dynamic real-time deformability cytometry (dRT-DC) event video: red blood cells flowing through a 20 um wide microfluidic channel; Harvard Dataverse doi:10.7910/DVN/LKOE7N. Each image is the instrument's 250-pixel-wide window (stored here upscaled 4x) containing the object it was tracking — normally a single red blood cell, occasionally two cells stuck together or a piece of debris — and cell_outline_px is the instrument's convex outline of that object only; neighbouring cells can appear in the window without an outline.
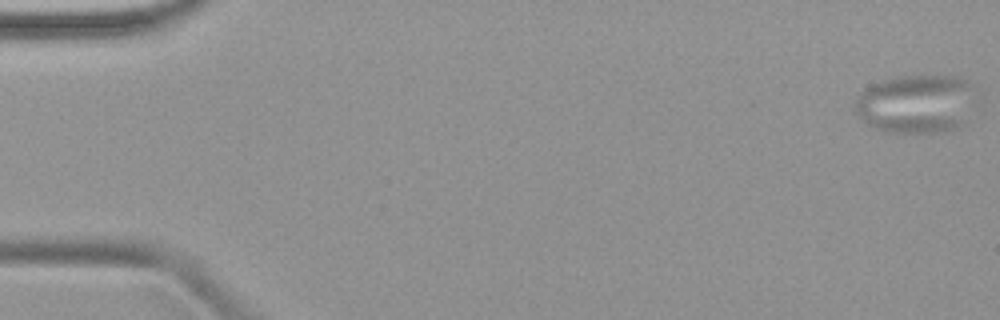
{"species": "common noctule bat (a hibernating species)", "species_latin": "Nyctalus noctula", "temperature_condition": "warm", "stored_images_in_passage": 50, "camera_frame_rate_fps": 3000, "um_per_image_px": 0.085, "animal": {"sex": "female", "body_mass_g": 19.9}, "frame": {"image": 1, "passage_image": 1, "time_ms": 0.0, "image_size_px": [1000, 320], "cell_outline_px": [[972, 84], [968, 120], [964, 124], [948, 132], [884, 132], [872, 128], [864, 124], [856, 116], [852, 108], [856, 100], [868, 88], [876, 84], [888, 80], [904, 76], [960, 76], [968, 80]], "centroid_in_image_um": [77.84, 8.87], "position_along_channel_um": 7.2, "area_um2": 41.15}}
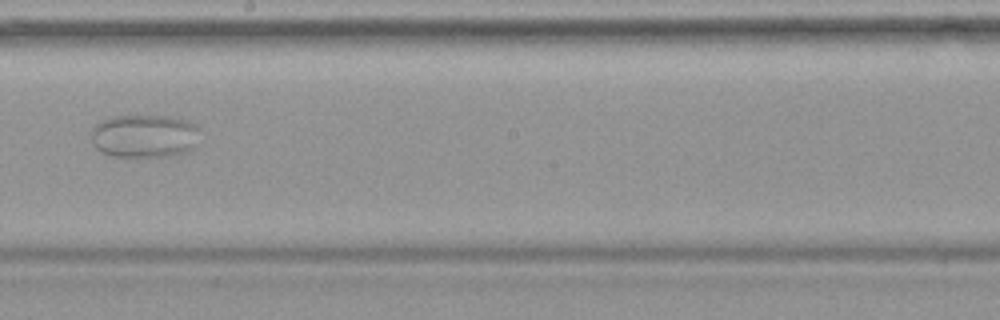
{"frame": {"image": 2, "passage_image": 29, "time_ms": 9.333, "image_size_px": [1000, 320], "cell_outline_px": [[200, 128], [192, 148], [184, 152], [164, 156], [112, 156], [100, 152], [96, 148], [92, 140], [92, 128], [100, 120], [112, 116], [168, 116], [184, 120], [196, 124]], "centroid_in_image_um": [12.23, 11.55], "position_along_channel_um": 236.0, "area_um2": 27.17}}
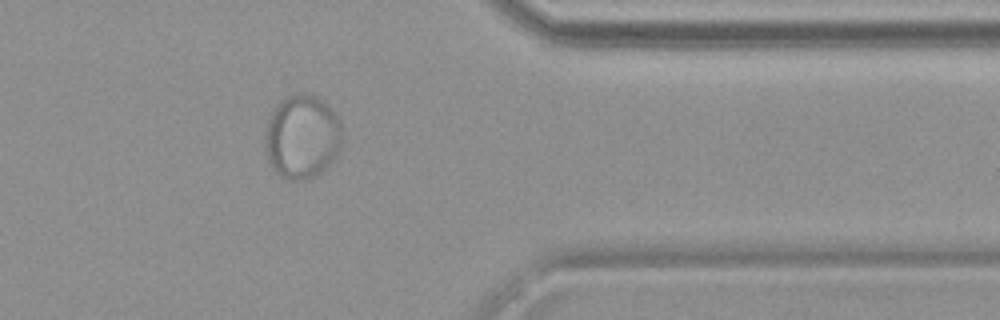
{"frame": {"image": 3, "passage_image": 41, "time_ms": 13.333, "image_size_px": [1000, 320], "cell_outline_px": [[340, 152], [316, 176], [308, 180], [288, 180], [280, 176], [272, 168], [268, 160], [264, 140], [264, 136], [268, 120], [276, 104], [280, 100], [288, 96], [300, 92], [304, 92], [316, 96], [324, 100], [340, 116]], "centroid_in_image_um": [25.67, 11.6], "position_along_channel_um": 385.7, "area_um2": 38.15}}